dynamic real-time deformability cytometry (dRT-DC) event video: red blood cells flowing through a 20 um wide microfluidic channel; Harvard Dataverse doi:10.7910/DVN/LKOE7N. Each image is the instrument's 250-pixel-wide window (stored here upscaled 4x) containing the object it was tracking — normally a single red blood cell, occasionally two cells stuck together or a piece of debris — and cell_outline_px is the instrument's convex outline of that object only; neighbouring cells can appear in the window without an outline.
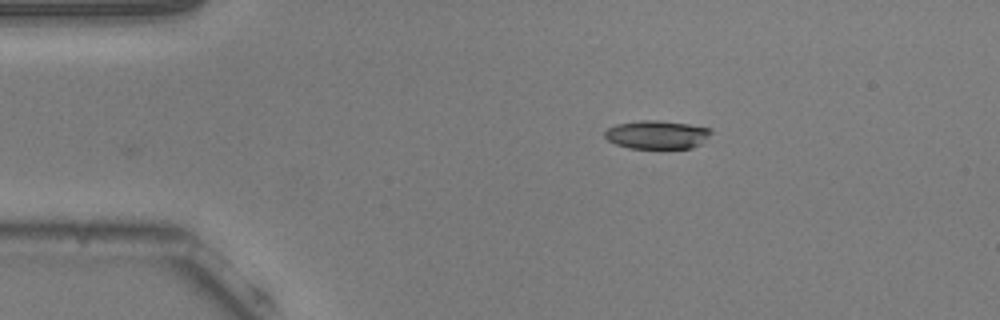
{"species": "common noctule bat (a hibernating species)", "species_latin": "Nyctalus noctula", "temperature_condition": "warm", "stored_images_in_passage": 38, "camera_frame_rate_fps": 3000, "um_per_image_px": 0.085, "animal": {"sex": "male", "body_mass_g": 20.5, "forearm_length_mm": 52.5}, "frame": {"image": 1, "passage_image": 1, "time_ms": 0.0, "image_size_px": [1000, 320], "cell_outline_px": [[712, 132], [700, 144], [692, 148], [628, 148], [616, 144], [608, 140], [604, 136], [604, 132], [608, 128], [616, 124], [640, 120], [660, 120], [688, 124], [712, 128]], "centroid_in_image_um": [55.83, 11.44], "position_along_channel_um": 29.2, "area_um2": 17.63}}
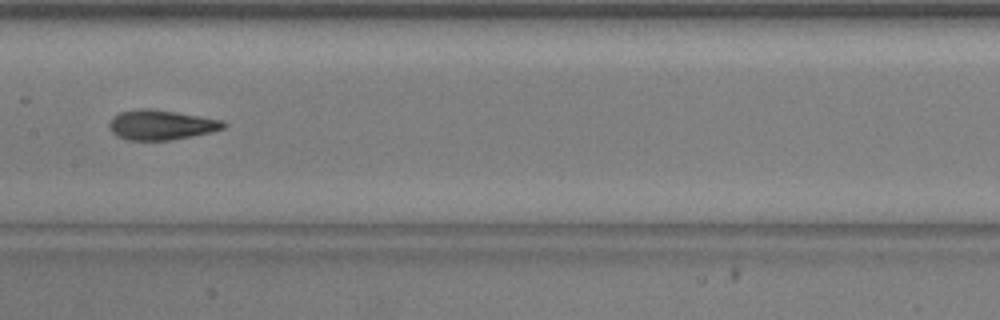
{"frame": {"image": 2, "passage_image": 18, "time_ms": 5.667, "image_size_px": [1000, 320], "cell_outline_px": [[228, 124], [224, 128], [192, 136], [172, 140], [128, 140], [116, 136], [108, 128], [108, 124], [112, 116], [120, 112], [140, 108], [148, 108], [176, 112], [220, 120]], "centroid_in_image_um": [13.62, 10.62], "position_along_channel_um": 193.8, "area_um2": 19.83}}
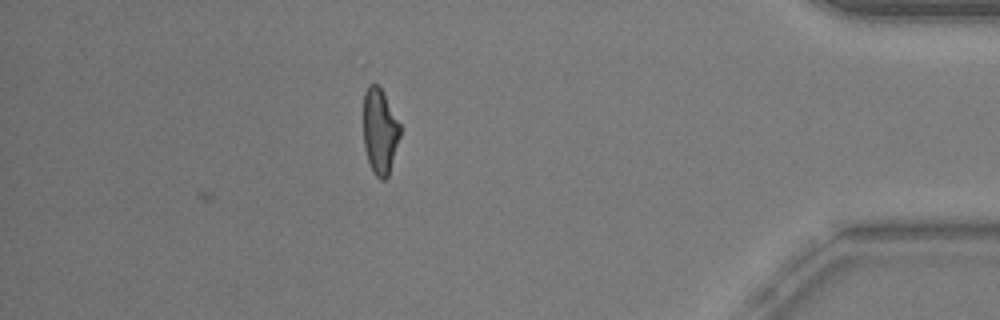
{"frame": {"image": 3, "passage_image": 38, "time_ms": 12.333, "image_size_px": [1000, 320], "cell_outline_px": [[400, 136], [388, 176], [384, 180], [380, 180], [372, 172], [364, 148], [364, 92], [368, 84], [376, 84], [380, 88], [400, 124]], "centroid_in_image_um": [32.27, 11.19], "position_along_channel_um": 402.9, "area_um2": 18.09}, "authors_computed_cell_mechanics": {"area_um2": 19.0162, "velocity_mm_per_s": 3.8131, "shape_relaxation_time_tau1_ms": 4.0744, "shape_relaxation_time_tau2_ms": 1.9725, "deformation_change_tau1": 0.1651, "deformation_change_tau2": 0.1099}}